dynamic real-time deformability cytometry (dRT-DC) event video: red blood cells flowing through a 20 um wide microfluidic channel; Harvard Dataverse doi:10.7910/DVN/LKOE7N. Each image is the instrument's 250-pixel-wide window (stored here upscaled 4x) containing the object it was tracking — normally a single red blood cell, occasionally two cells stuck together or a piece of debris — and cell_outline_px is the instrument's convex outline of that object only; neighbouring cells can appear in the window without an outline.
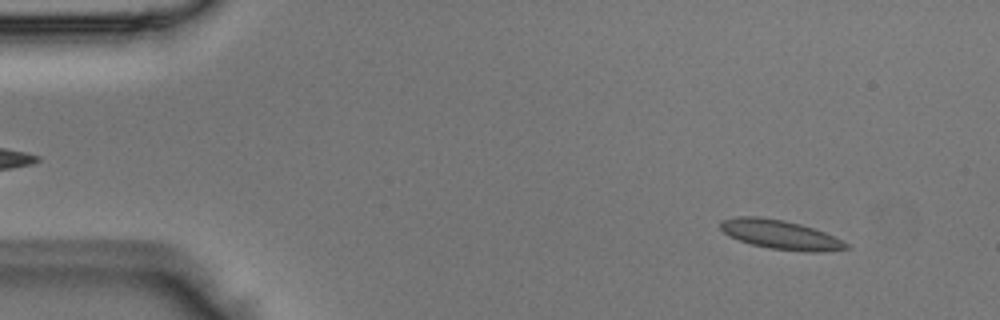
{"species": "Egyptian fruit bat (a non-hibernating species)", "species_latin": "Rousettus aegyptiacus", "temperature_condition": "room temperature", "stored_images_in_passage": 49, "camera_frame_rate_fps": 3000, "um_per_image_px": 0.085, "animal": {"sex": "male"}, "frame": {"image": 1, "passage_image": 4, "time_ms": 1.0, "image_size_px": [1000, 320], "cell_outline_px": [[852, 248], [820, 252], [808, 252], [768, 248], [752, 244], [740, 240], [724, 232], [720, 228], [720, 220], [736, 216], [760, 216], [784, 220], [800, 224], [824, 232], [848, 244]], "centroid_in_image_um": [66.32, 19.93], "position_along_channel_um": 18.7, "area_um2": 21.21}}
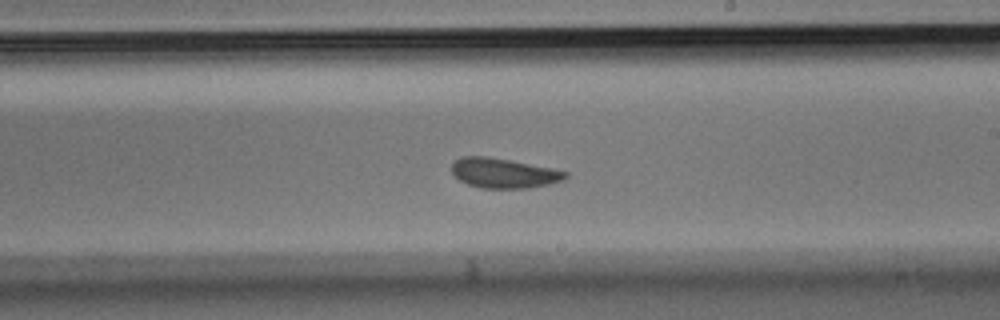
{"frame": {"image": 2, "passage_image": 28, "time_ms": 9.0, "image_size_px": [1000, 320], "cell_outline_px": [[568, 176], [564, 180], [548, 184], [528, 188], [480, 188], [468, 184], [460, 180], [452, 172], [452, 164], [460, 156], [488, 156], [552, 168], [568, 172]], "centroid_in_image_um": [42.82, 14.71], "position_along_channel_um": 246.2, "area_um2": 19.71}}
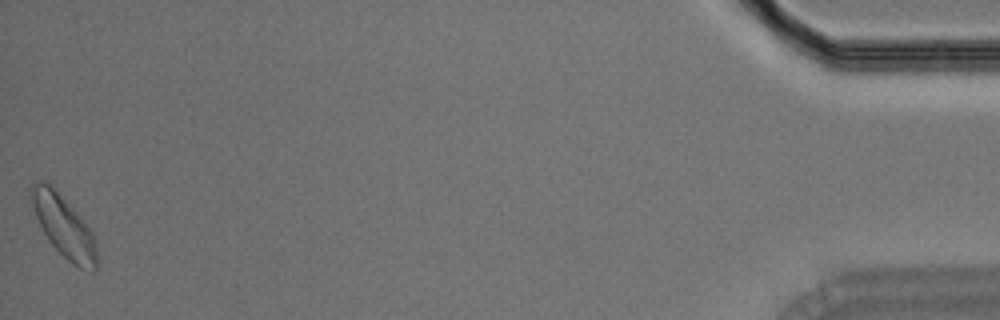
{"frame": {"image": 3, "passage_image": 49, "time_ms": 16.0, "image_size_px": [1000, 320], "cell_outline_px": [[96, 268], [92, 272], [80, 268], [72, 264], [48, 240], [36, 216], [32, 204], [28, 188], [32, 180], [36, 180], [48, 184], [92, 228], [96, 252]], "centroid_in_image_um": [5.41, 19.24], "position_along_channel_um": 429.8, "area_um2": 23.06}}